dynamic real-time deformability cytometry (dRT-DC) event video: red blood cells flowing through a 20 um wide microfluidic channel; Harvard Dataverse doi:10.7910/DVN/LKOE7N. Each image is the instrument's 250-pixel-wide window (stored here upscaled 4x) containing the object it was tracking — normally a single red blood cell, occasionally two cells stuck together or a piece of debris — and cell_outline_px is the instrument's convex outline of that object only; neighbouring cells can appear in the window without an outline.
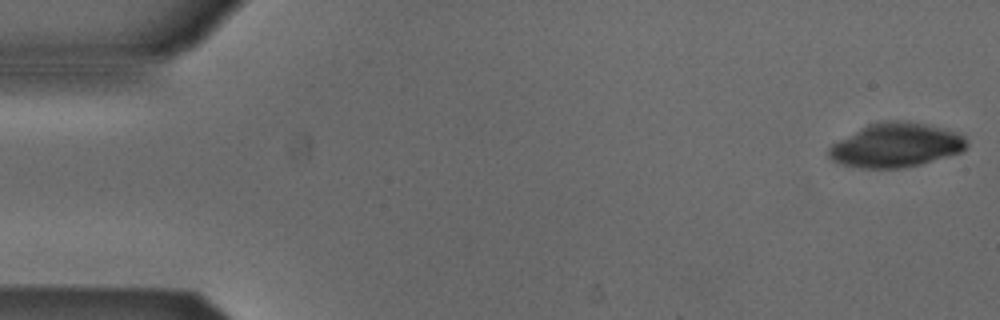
{"species": "Egyptian fruit bat (a non-hibernating species)", "species_latin": "Rousettus aegyptiacus", "temperature_condition": "cold", "stored_images_in_passage": 52, "camera_frame_rate_fps": 3000, "um_per_image_px": 0.085, "animal": {"sex": "male"}, "frame": {"image": 1, "passage_image": 1, "time_ms": 0.0, "image_size_px": [1000, 320], "cell_outline_px": [[968, 144], [960, 152], [920, 164], [900, 168], [860, 168], [840, 164], [832, 160], [828, 156], [828, 148], [832, 144], [868, 124], [888, 120], [908, 120], [948, 128], [964, 136]], "centroid_in_image_um": [76.16, 12.32], "position_along_channel_um": 8.8, "area_um2": 35.49}}